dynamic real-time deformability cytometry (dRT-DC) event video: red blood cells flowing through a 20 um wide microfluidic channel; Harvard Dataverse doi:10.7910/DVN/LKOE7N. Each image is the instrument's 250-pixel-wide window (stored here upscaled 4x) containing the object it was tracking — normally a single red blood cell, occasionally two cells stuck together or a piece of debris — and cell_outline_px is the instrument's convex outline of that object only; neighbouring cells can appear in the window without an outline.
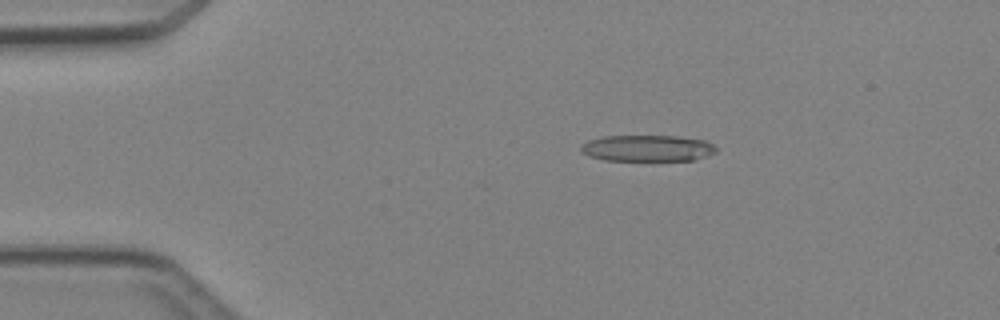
{"species": "Egyptian fruit bat (a non-hibernating species)", "species_latin": "Rousettus aegyptiacus", "temperature_condition": "cold", "stored_images_in_passage": 4, "camera_frame_rate_fps": 3000, "um_per_image_px": 0.085, "animal": {"sex": "female"}, "frame": {"image": 1, "passage_image": 4, "time_ms": 4.333, "image_size_px": [1000, 320], "cell_outline_px": [[716, 152], [708, 156], [692, 160], [604, 160], [588, 156], [580, 152], [580, 144], [588, 140], [604, 136], [676, 136], [704, 140], [712, 144], [716, 148]], "centroid_in_image_um": [54.98, 12.6], "position_along_channel_um": 30.0, "area_um2": 20.81}}